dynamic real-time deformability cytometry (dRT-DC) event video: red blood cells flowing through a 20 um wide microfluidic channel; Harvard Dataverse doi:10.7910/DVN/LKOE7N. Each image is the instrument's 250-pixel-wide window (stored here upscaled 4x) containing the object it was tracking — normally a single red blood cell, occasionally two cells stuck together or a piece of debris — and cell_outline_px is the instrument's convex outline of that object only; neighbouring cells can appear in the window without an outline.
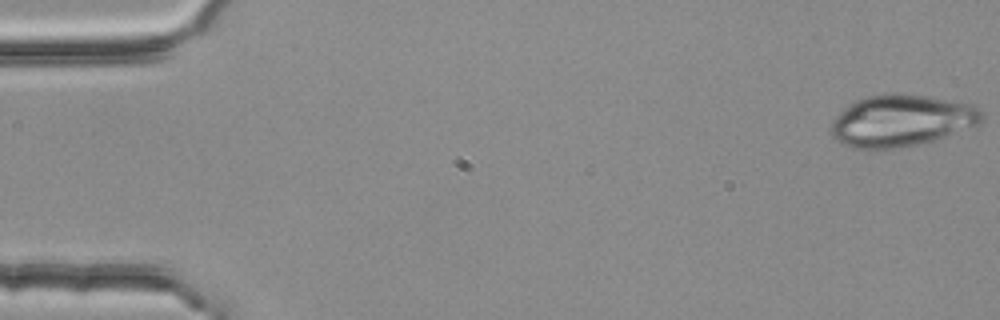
{"species": "common noctule bat (a hibernating species)", "species_latin": "Nyctalus noctula", "temperature_condition": "room temperature", "stored_images_in_passage": 55, "camera_frame_rate_fps": 3000, "um_per_image_px": 0.085, "animal": {"sex": "female", "body_mass_g": 25.1}, "frame": {"image": 1, "passage_image": 1, "time_ms": 0.0, "image_size_px": [1000, 320], "cell_outline_px": [[984, 116], [980, 124], [932, 140], [900, 148], [880, 152], [864, 152], [852, 148], [836, 140], [832, 136], [832, 120], [848, 104], [864, 96], [884, 92], [900, 92], [976, 104], [980, 108]], "centroid_in_image_um": [76.57, 10.26], "position_along_channel_um": 8.4, "area_um2": 46.59}}
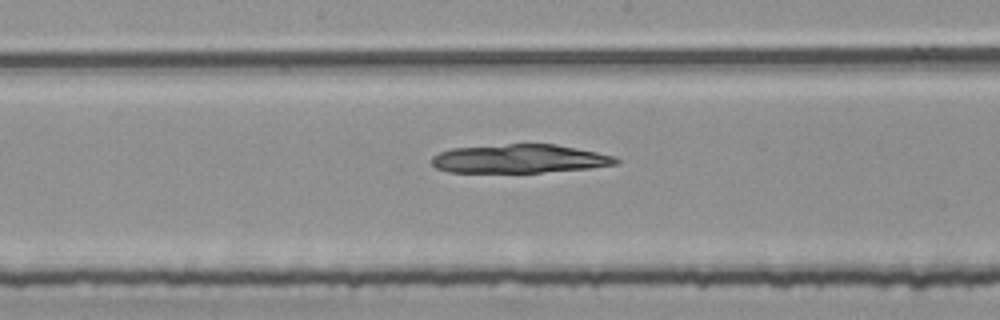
{"frame": {"image": 2, "passage_image": 28, "time_ms": 9.0, "image_size_px": [1000, 320], "cell_outline_px": [[620, 160], [616, 164], [592, 168], [540, 172], [448, 172], [436, 168], [432, 164], [432, 156], [440, 152], [452, 148], [508, 144], [556, 144], [596, 152], [612, 156]], "centroid_in_image_um": [44.14, 13.49], "position_along_channel_um": 204.1, "area_um2": 30.58}}
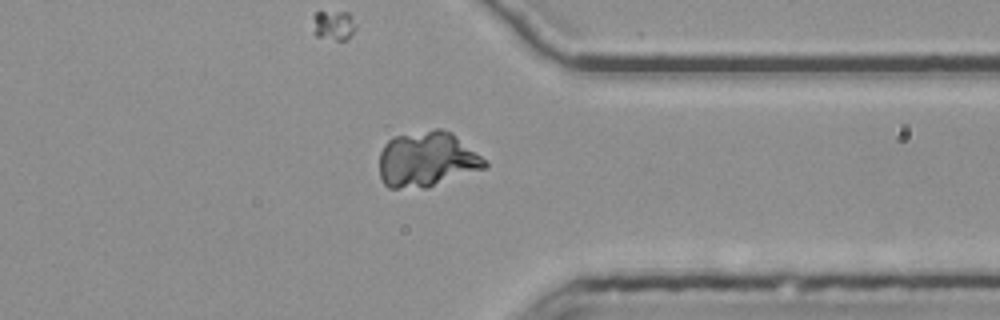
{"frame": {"image": 3, "passage_image": 42, "time_ms": 13.667, "image_size_px": [1000, 320], "cell_outline_px": [[488, 168], [428, 188], [388, 188], [380, 180], [380, 152], [384, 144], [392, 136], [436, 128], [440, 128], [452, 132], [480, 156], [488, 164]], "centroid_in_image_um": [36.28, 13.56], "position_along_channel_um": 375.1, "area_um2": 34.45}}